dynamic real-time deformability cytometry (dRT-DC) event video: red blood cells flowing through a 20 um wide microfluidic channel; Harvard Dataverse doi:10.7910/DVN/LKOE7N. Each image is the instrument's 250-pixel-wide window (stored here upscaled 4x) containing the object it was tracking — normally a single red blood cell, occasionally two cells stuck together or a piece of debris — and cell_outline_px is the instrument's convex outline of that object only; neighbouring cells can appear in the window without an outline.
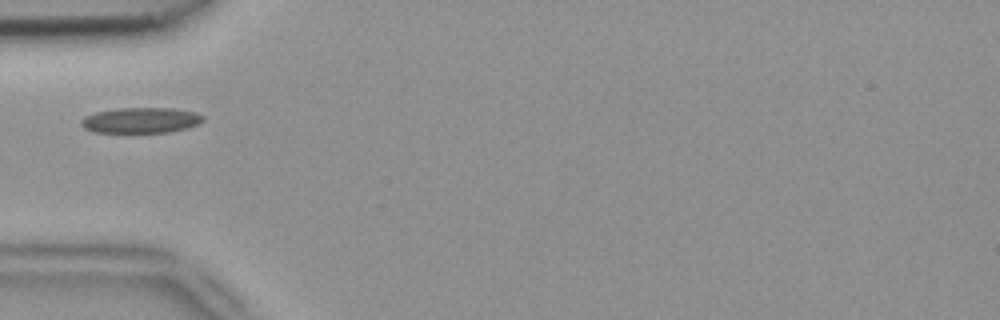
{"species": "common noctule bat (a hibernating species)", "species_latin": "Nyctalus noctula", "temperature_condition": "room temperature", "stored_images_in_passage": 5, "camera_frame_rate_fps": 3000, "um_per_image_px": 0.085, "animal": {"sex": "female", "body_mass_g": 18.4}, "frame": {"image": 1, "passage_image": 5, "time_ms": 1.333, "image_size_px": [1000, 320], "cell_outline_px": [[204, 120], [188, 128], [168, 132], [92, 132], [84, 128], [80, 124], [80, 120], [84, 116], [96, 112], [120, 108], [172, 108], [196, 112], [204, 116]], "centroid_in_image_um": [11.96, 10.22], "position_along_channel_um": 73.0, "area_um2": 18.15}}